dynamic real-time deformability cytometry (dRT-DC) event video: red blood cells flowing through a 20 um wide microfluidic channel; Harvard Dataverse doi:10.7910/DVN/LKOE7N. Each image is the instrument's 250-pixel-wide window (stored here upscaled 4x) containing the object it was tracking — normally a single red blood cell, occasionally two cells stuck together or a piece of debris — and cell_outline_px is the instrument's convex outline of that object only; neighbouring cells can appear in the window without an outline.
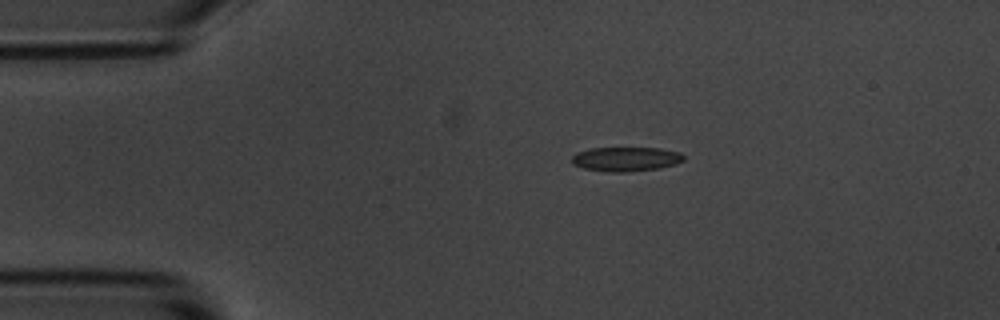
{"species": "common noctule bat (a hibernating species)", "species_latin": "Nyctalus noctula", "temperature_condition": "room temperature", "stored_images_in_passage": 3, "camera_frame_rate_fps": 3000, "um_per_image_px": 0.085, "animal": {"sex": "male", "body_mass_g": 20.1, "forearm_length_mm": 53.5}, "frame": {"image": 1, "passage_image": 1, "time_ms": 0.0, "image_size_px": [1000, 320], "cell_outline_px": [[684, 160], [676, 164], [660, 168], [624, 172], [608, 172], [584, 168], [572, 164], [572, 156], [580, 152], [592, 148], [660, 148], [680, 152], [684, 156]], "centroid_in_image_um": [53.24, 13.52], "position_along_channel_um": 31.8, "area_um2": 15.78}}
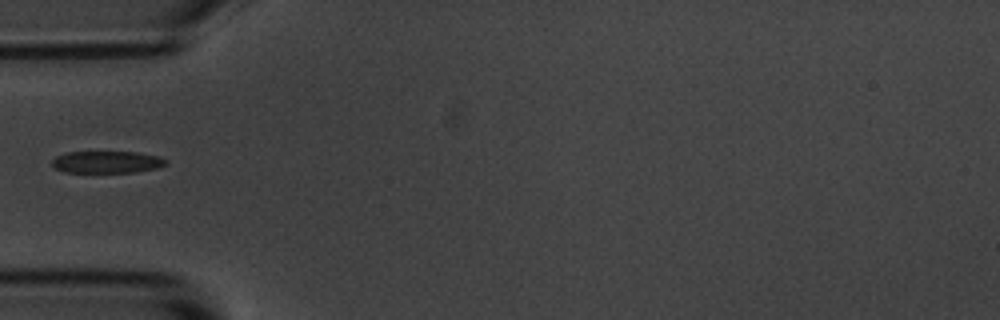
{"frame": {"image": 2, "passage_image": 3, "time_ms": 2.333, "image_size_px": [1000, 320], "cell_outline_px": [[168, 164], [156, 168], [136, 172], [64, 172], [56, 168], [52, 164], [52, 160], [56, 156], [64, 152], [136, 152], [160, 156], [168, 160]], "centroid_in_image_um": [9.11, 13.77], "position_along_channel_um": 75.9, "area_um2": 14.68}}